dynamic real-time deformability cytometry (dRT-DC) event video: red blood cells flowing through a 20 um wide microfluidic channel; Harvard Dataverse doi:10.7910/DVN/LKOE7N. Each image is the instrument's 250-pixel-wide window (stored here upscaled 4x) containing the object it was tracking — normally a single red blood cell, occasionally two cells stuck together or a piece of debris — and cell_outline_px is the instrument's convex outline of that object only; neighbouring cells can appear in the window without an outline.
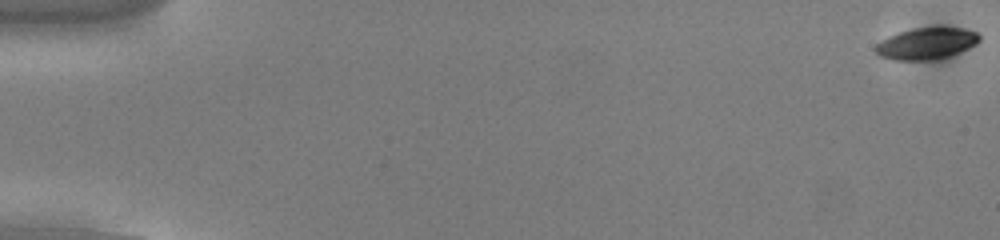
{"species": "common noctule bat (a hibernating species)", "species_latin": "Nyctalus noctula", "temperature_condition": "cold", "stored_images_in_passage": 55, "camera_frame_rate_fps": 3000, "um_per_image_px": 0.085, "animal": {"sex": "male", "body_mass_g": 13.0, "forearm_length_mm": 53.1}, "frame": {"image": 1, "passage_image": 1, "time_ms": 0.0, "image_size_px": [1000, 240], "cell_outline_px": [[980, 40], [976, 44], [968, 48], [948, 56], [936, 60], [892, 60], [880, 56], [876, 52], [876, 44], [880, 40], [888, 36], [912, 28], [964, 28], [976, 32], [980, 36]], "centroid_in_image_um": [78.73, 3.71], "position_along_channel_um": 6.3, "area_um2": 19.02}}
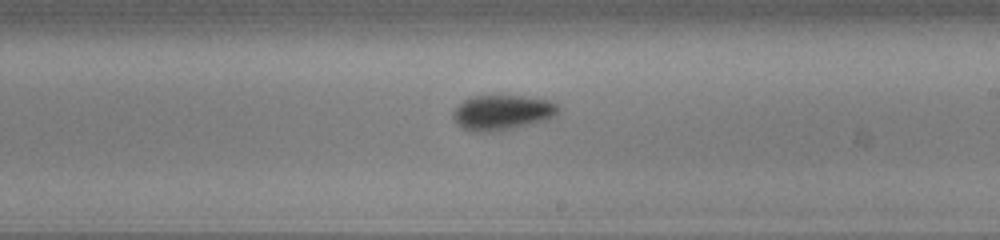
{"frame": {"image": 2, "passage_image": 33, "time_ms": 10.667, "image_size_px": [1000, 240], "cell_outline_px": [[560, 108], [556, 116], [548, 120], [512, 128], [492, 132], [472, 132], [460, 128], [456, 124], [452, 116], [456, 108], [464, 100], [472, 96], [524, 96], [548, 100], [560, 104]], "centroid_in_image_um": [42.71, 9.57], "position_along_channel_um": 246.3, "area_um2": 21.73}}
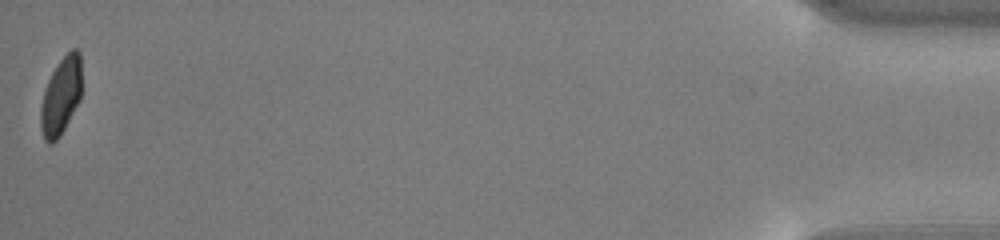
{"frame": {"image": 3, "passage_image": 55, "time_ms": 18.0, "image_size_px": [1000, 240], "cell_outline_px": [[84, 88], [80, 100], [60, 136], [52, 144], [48, 144], [44, 140], [40, 128], [40, 108], [44, 92], [48, 80], [52, 72], [60, 60], [72, 48], [76, 48], [80, 52]], "centroid_in_image_um": [5.22, 8.15], "position_along_channel_um": 430.0, "area_um2": 19.07}, "authors_computed_cell_mechanics": {"area_um2": 19.8254, "velocity_mm_per_s": 3.7979, "shape_relaxation_time_tau1_ms": 2.4912, "shape_relaxation_time_tau2_ms": null, "deformation_change_tau1": 0.1042, "deformation_change_tau2": null}}